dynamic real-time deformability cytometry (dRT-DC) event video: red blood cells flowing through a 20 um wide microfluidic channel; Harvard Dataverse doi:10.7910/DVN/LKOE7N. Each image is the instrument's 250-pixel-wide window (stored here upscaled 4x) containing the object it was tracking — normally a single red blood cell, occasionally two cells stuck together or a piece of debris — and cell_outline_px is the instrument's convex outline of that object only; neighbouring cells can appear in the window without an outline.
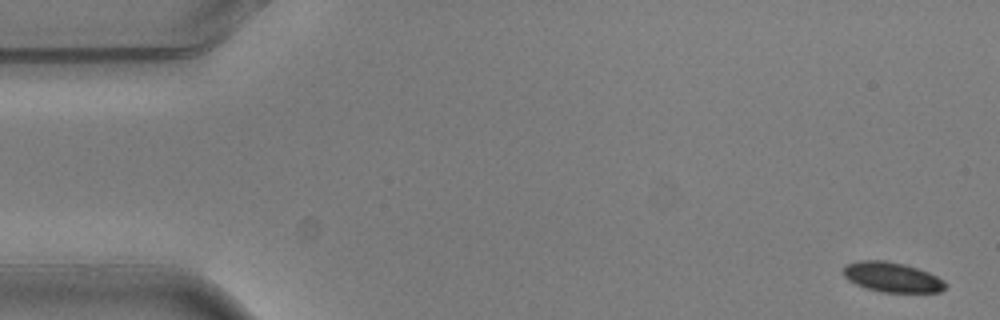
{"species": "common noctule bat (a hibernating species)", "species_latin": "Nyctalus noctula", "temperature_condition": "warm", "stored_images_in_passage": 4, "camera_frame_rate_fps": 3000, "um_per_image_px": 0.085, "animal": {"sex": "male", "body_mass_g": 20.5, "forearm_length_mm": 52.5}, "frame": {"image": 1, "passage_image": 1, "time_ms": 0.0, "image_size_px": [1000, 320], "cell_outline_px": [[944, 288], [940, 292], [880, 292], [856, 284], [848, 280], [844, 276], [844, 264], [860, 260], [884, 260], [904, 264], [928, 272], [936, 276], [944, 284]], "centroid_in_image_um": [75.76, 23.55], "position_along_channel_um": 9.2, "area_um2": 17.51}}
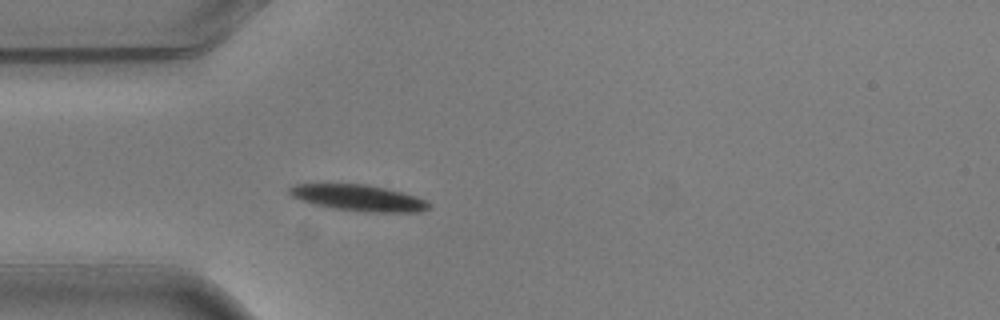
{"frame": {"image": 2, "passage_image": 4, "time_ms": 1.0, "image_size_px": [1000, 320], "cell_outline_px": [[428, 208], [420, 212], [368, 212], [332, 208], [312, 204], [300, 200], [292, 196], [288, 192], [288, 188], [296, 184], [368, 184], [416, 196], [424, 200], [428, 204]], "centroid_in_image_um": [30.42, 16.82], "position_along_channel_um": 54.6, "area_um2": 21.1}}